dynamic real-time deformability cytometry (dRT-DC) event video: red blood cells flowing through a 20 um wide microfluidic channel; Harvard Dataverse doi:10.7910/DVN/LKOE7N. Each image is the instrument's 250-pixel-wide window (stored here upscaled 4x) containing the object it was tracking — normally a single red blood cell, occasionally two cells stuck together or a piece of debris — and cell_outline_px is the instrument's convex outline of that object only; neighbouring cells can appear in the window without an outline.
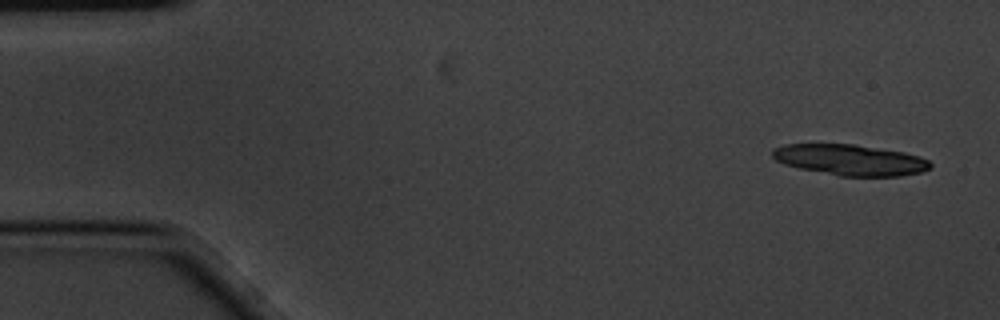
{"species": "common noctule bat (a hibernating species)", "species_latin": "Nyctalus noctula", "temperature_condition": "cold", "stored_images_in_passage": 5, "camera_frame_rate_fps": 3000, "um_per_image_px": 0.085, "animal": {"sex": "male", "body_mass_g": 20.1, "forearm_length_mm": 53.5}, "frame": {"image": 1, "passage_image": 1, "time_ms": 0.0, "image_size_px": [1000, 320], "cell_outline_px": [[932, 168], [920, 172], [900, 176], [840, 176], [800, 168], [784, 164], [776, 160], [772, 156], [772, 148], [784, 144], [852, 144], [904, 152], [920, 156], [928, 160], [932, 164]], "centroid_in_image_um": [72.27, 13.59], "position_along_channel_um": 12.7, "area_um2": 28.38}}